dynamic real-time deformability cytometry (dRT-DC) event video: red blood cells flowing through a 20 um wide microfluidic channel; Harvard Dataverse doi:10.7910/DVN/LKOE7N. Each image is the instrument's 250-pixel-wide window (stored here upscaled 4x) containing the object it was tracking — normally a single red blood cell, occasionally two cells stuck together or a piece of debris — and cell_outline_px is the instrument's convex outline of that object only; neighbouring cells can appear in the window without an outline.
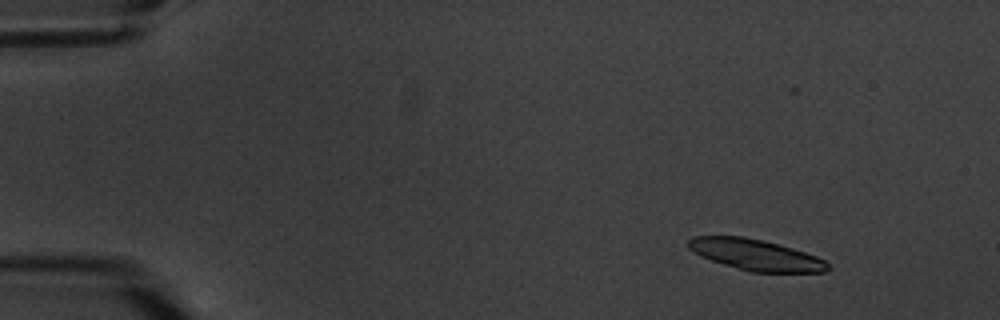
{"species": "common noctule bat (a hibernating species)", "species_latin": "Nyctalus noctula", "temperature_condition": "warm", "stored_images_in_passage": 17, "camera_frame_rate_fps": 3000, "um_per_image_px": 0.085, "animal": {"sex": "male", "body_mass_g": 20.1, "forearm_length_mm": 53.5}, "frame": {"image": 1, "passage_image": 3, "time_ms": 2.333, "image_size_px": [1000, 320], "cell_outline_px": [[828, 268], [824, 272], [752, 272], [724, 264], [700, 256], [688, 248], [688, 240], [692, 236], [744, 236], [792, 248], [816, 256], [824, 260], [828, 264]], "centroid_in_image_um": [64.2, 21.65], "position_along_channel_um": 20.8, "area_um2": 24.8}}
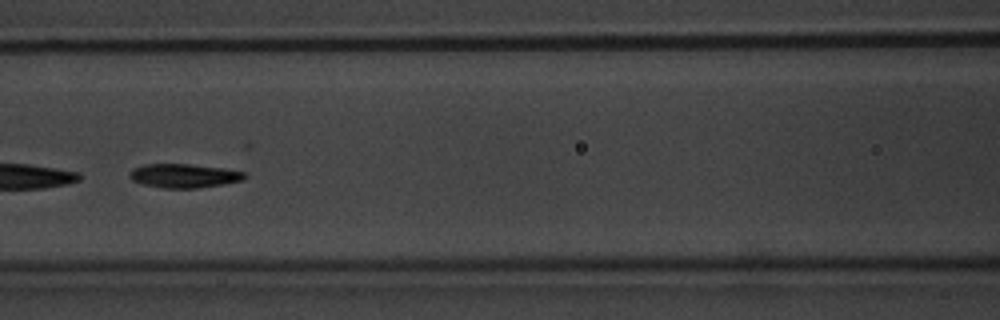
{"frame": {"image": 2, "passage_image": 8, "time_ms": 9.333, "image_size_px": [1000, 320], "cell_outline_px": [[248, 176], [244, 180], [224, 184], [196, 188], [164, 188], [140, 184], [132, 180], [128, 176], [132, 168], [144, 164], [188, 164], [224, 168], [244, 172]], "centroid_in_image_um": [15.63, 14.94], "position_along_channel_um": 151.0, "area_um2": 16.18}}
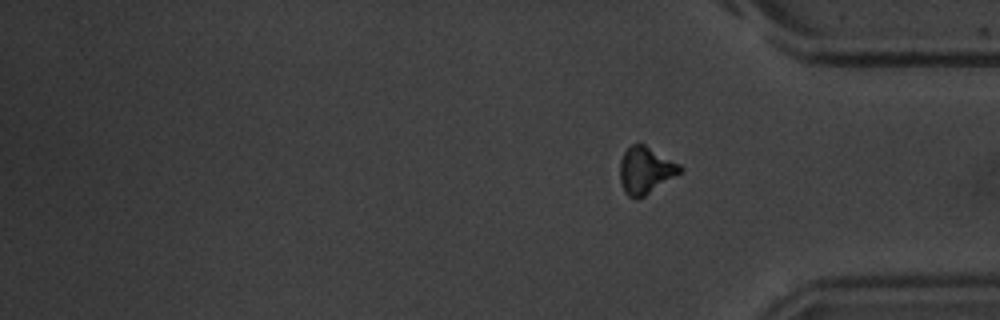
{"frame": {"image": 3, "passage_image": 17, "time_ms": 21.0, "image_size_px": [1000, 320], "cell_outline_px": [[684, 168], [680, 172], [644, 196], [636, 200], [628, 196], [624, 192], [620, 180], [620, 160], [624, 152], [632, 144], [644, 144], [680, 164]], "centroid_in_image_um": [54.84, 14.48], "position_along_channel_um": 380.4, "area_um2": 16.24}, "authors_computed_cell_mechanics": {"area_um2": 16.8198, "velocity_mm_per_s": 3.3633, "shape_relaxation_time_tau1_ms": 2.005, "shape_relaxation_time_tau2_ms": 1.9978, "deformation_change_tau1": 0.1018, "deformation_change_tau2": 0.0649}}